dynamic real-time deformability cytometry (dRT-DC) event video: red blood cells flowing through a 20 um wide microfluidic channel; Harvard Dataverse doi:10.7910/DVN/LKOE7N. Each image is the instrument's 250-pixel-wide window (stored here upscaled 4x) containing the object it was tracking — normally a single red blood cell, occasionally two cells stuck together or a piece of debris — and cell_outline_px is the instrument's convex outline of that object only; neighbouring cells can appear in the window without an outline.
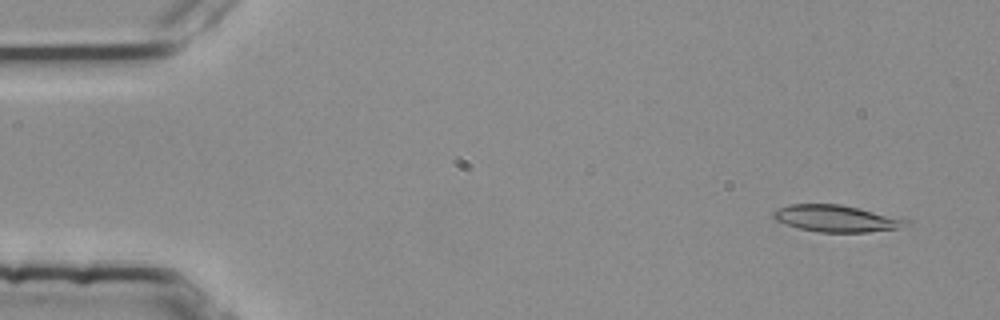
{"species": "common noctule bat (a hibernating species)", "species_latin": "Nyctalus noctula", "temperature_condition": "room temperature", "stored_images_in_passage": 4, "camera_frame_rate_fps": 3000, "um_per_image_px": 0.085, "animal": {"sex": "female", "body_mass_g": 25.1}, "frame": {"image": 1, "passage_image": 1, "time_ms": 0.0, "image_size_px": [1000, 320], "cell_outline_px": [[908, 224], [900, 228], [868, 232], [820, 232], [800, 228], [784, 224], [776, 220], [772, 216], [772, 212], [776, 208], [788, 204], [840, 204], [908, 220]], "centroid_in_image_um": [71.0, 18.57], "position_along_channel_um": 14.0, "area_um2": 20.46}}